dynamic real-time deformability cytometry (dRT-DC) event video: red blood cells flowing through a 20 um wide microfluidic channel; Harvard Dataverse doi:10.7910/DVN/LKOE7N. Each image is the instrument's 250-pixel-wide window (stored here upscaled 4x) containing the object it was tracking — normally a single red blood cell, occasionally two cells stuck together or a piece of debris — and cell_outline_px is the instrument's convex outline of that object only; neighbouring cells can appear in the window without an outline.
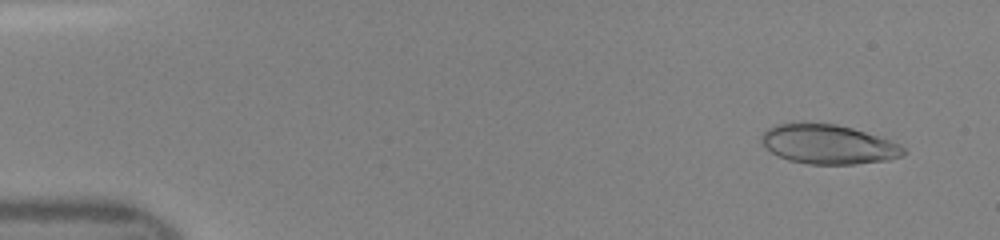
{"species": "human", "species_latin": "Homo sapiens", "temperature_condition": "room temperature", "stored_images_in_passage": 47, "camera_frame_rate_fps": 3000, "um_per_image_px": 0.085, "donor": {"sex": "female"}, "frame": {"image": 1, "passage_image": 3, "time_ms": 0.667, "image_size_px": [1000, 240], "cell_outline_px": [[908, 152], [904, 156], [888, 160], [856, 164], [808, 164], [788, 160], [772, 152], [760, 140], [760, 136], [768, 128], [776, 124], [808, 120], [836, 124], [852, 128], [892, 140], [900, 144]], "centroid_in_image_um": [70.42, 12.23], "position_along_channel_um": 14.6, "area_um2": 33.29}}
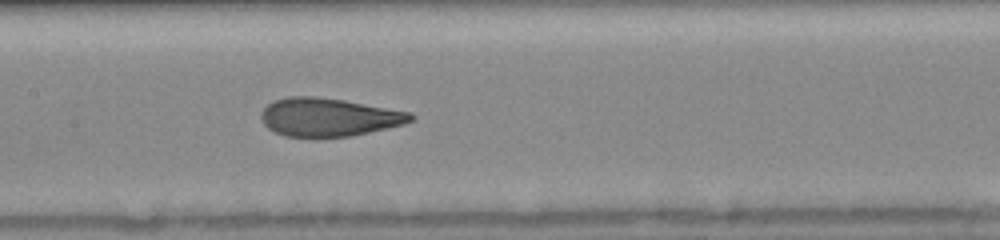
{"frame": {"image": 2, "passage_image": 23, "time_ms": 7.333, "image_size_px": [1000, 240], "cell_outline_px": [[416, 116], [412, 120], [404, 124], [352, 136], [320, 140], [284, 136], [268, 128], [264, 124], [260, 116], [264, 108], [268, 104], [276, 100], [288, 96], [312, 96], [344, 100], [412, 112]], "centroid_in_image_um": [27.94, 10.0], "position_along_channel_um": 179.5, "area_um2": 34.1}}
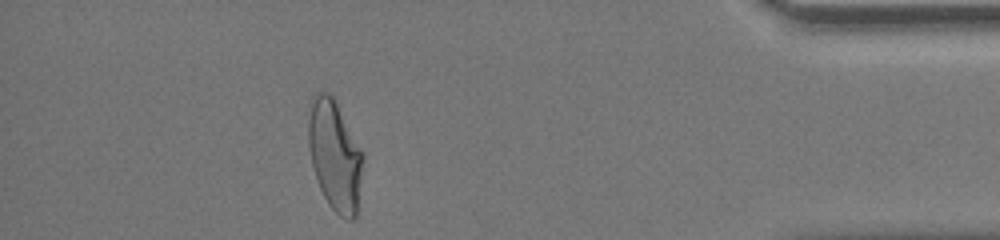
{"frame": {"image": 3, "passage_image": 42, "time_ms": 13.667, "image_size_px": [1000, 240], "cell_outline_px": [[364, 160], [356, 216], [352, 220], [348, 220], [340, 216], [328, 204], [320, 188], [312, 164], [308, 148], [308, 120], [312, 96], [316, 92], [328, 92], [332, 96], [364, 152]], "centroid_in_image_um": [28.47, 13.21], "position_along_channel_um": 406.7, "area_um2": 35.14}}